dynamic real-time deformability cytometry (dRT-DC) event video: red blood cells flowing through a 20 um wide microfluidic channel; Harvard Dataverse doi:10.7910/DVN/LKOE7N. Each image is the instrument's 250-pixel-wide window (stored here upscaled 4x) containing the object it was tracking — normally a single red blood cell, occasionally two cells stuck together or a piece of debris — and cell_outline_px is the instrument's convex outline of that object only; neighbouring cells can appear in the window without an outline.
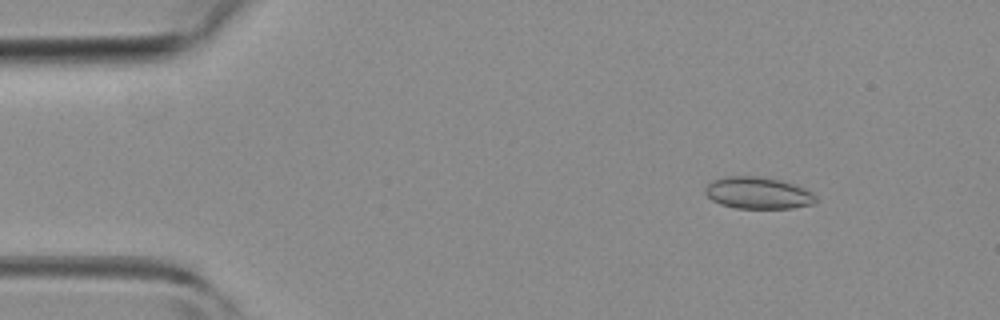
{"species": "common noctule bat (a hibernating species)", "species_latin": "Nyctalus noctula", "temperature_condition": "room temperature", "stored_images_in_passage": 5, "camera_frame_rate_fps": 3000, "um_per_image_px": 0.085, "animal": {"sex": "female", "body_mass_g": 19.3, "forearm_length_mm": 54.1}, "frame": {"image": 1, "passage_image": 2, "time_ms": 1.0, "image_size_px": [1000, 320], "cell_outline_px": [[820, 200], [816, 204], [792, 208], [736, 208], [720, 204], [712, 200], [704, 192], [704, 188], [712, 180], [724, 176], [756, 176], [780, 180], [804, 188], [812, 192]], "centroid_in_image_um": [64.45, 16.41], "position_along_channel_um": 20.6, "area_um2": 20.69}}